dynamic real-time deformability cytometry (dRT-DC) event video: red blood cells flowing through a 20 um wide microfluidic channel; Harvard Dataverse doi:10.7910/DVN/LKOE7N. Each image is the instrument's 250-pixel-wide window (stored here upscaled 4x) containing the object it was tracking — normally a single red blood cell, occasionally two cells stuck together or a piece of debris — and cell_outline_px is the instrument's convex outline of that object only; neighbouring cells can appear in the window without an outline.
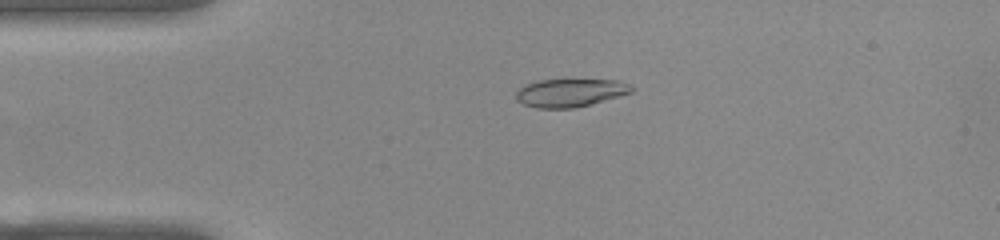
{"species": "common noctule bat (a hibernating species)", "species_latin": "Nyctalus noctula", "temperature_condition": "warm", "stored_images_in_passage": 53, "camera_frame_rate_fps": 3000, "um_per_image_px": 0.085, "animal": {"sex": "female", "body_mass_g": 22.0, "forearm_length_mm": 56.7}, "frame": {"image": 1, "passage_image": 12, "time_ms": 3.667, "image_size_px": [1000, 240], "cell_outline_px": [[632, 92], [576, 108], [536, 108], [524, 104], [516, 100], [516, 92], [524, 84], [536, 80], [616, 80], [628, 84], [632, 88]], "centroid_in_image_um": [48.4, 7.88], "position_along_channel_um": 36.6, "area_um2": 18.73}}
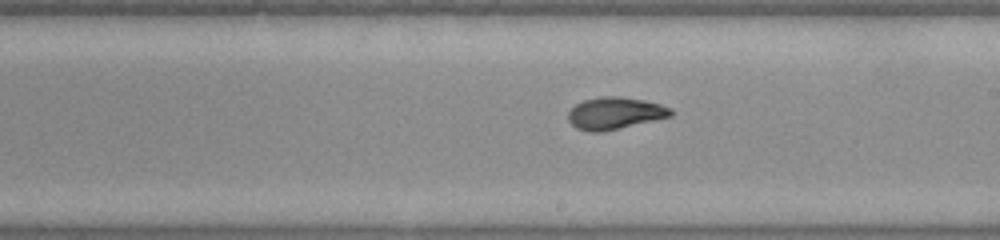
{"frame": {"image": 2, "passage_image": 30, "time_ms": 9.667, "image_size_px": [1000, 240], "cell_outline_px": [[672, 116], [600, 132], [588, 132], [576, 128], [568, 120], [568, 112], [576, 104], [584, 100], [600, 96], [620, 96], [644, 100], [660, 104], [672, 108]], "centroid_in_image_um": [52.25, 9.61], "position_along_channel_um": 236.7, "area_um2": 19.07}}
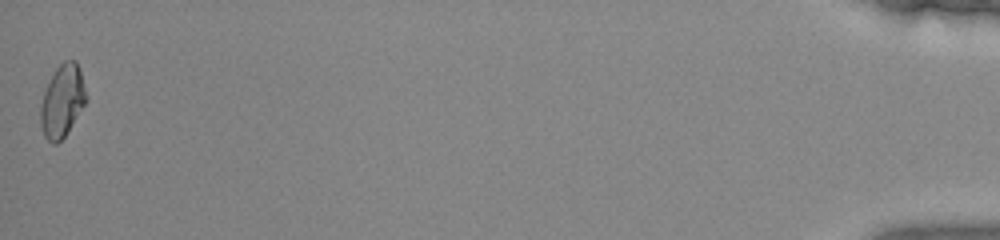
{"frame": {"image": 3, "passage_image": 53, "time_ms": 17.333, "image_size_px": [1000, 240], "cell_outline_px": [[88, 100], [64, 136], [56, 144], [52, 144], [44, 136], [40, 124], [40, 104], [44, 92], [56, 68], [64, 60], [76, 60], [80, 72]], "centroid_in_image_um": [5.28, 8.59], "position_along_channel_um": 429.9, "area_um2": 19.02}, "authors_computed_cell_mechanics": {"area_um2": 18.9006, "velocity_mm_per_s": 3.856, "shape_relaxation_time_tau1_ms": 7.3628, "shape_relaxation_time_tau2_ms": 1.252, "deformation_change_tau1": 0.2678, "deformation_change_tau2": 0.0584}}